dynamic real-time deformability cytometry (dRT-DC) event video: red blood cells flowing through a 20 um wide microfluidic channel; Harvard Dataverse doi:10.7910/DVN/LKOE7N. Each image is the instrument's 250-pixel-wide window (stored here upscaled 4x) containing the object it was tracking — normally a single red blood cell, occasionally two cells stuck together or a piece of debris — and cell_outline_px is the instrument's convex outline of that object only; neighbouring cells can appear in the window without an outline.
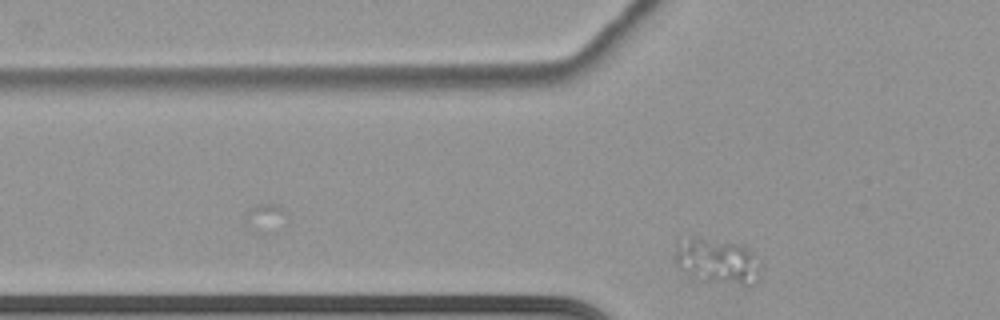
{"species": "common noctule bat (a hibernating species)", "species_latin": "Nyctalus noctula", "temperature_condition": "cold", "stored_images_in_passage": 32, "camera_frame_rate_fps": 3000, "um_per_image_px": 0.085, "animal": {"sex": "female", "body_mass_g": 22.7, "forearm_length_mm": 54.2}, "frame": {"image": 1, "passage_image": 3, "time_ms": 0.667, "image_size_px": [1000, 320], "cell_outline_px": [[760, 268], [752, 284], [740, 284], [700, 280], [688, 276], [676, 260], [676, 240], [692, 236], [696, 236], [740, 244], [752, 252]], "centroid_in_image_um": [60.9, 22.15], "position_along_channel_um": 64.9, "area_um2": 22.25}}
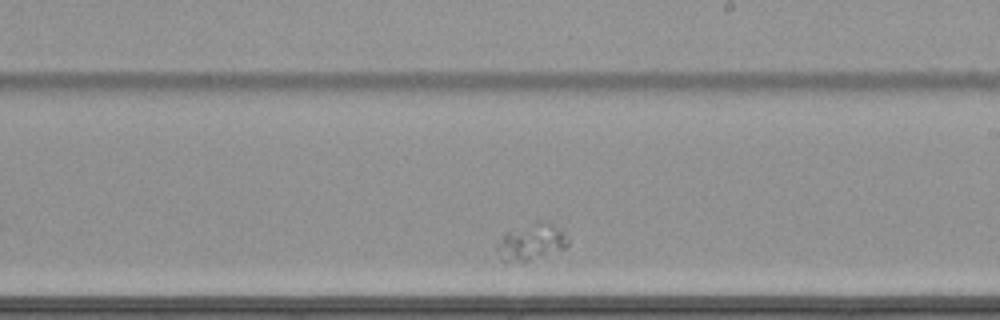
{"frame": {"image": 2, "passage_image": 20, "time_ms": 6.333, "image_size_px": [1000, 320], "cell_outline_px": [[568, 244], [564, 248], [528, 260], [500, 260], [496, 248], [504, 232], [536, 220], [544, 220], [552, 224], [568, 236]], "centroid_in_image_um": [45.14, 20.51], "position_along_channel_um": 243.9, "area_um2": 14.85}}
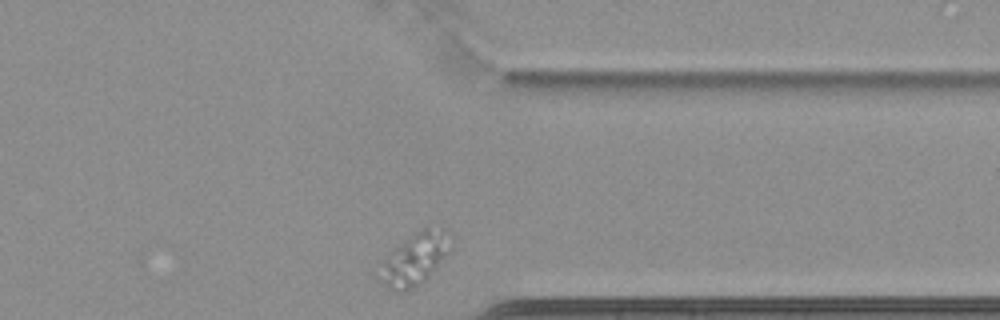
{"frame": {"image": 3, "passage_image": 32, "time_ms": 10.333, "image_size_px": [1000, 320], "cell_outline_px": [[452, 244], [448, 252], [428, 276], [420, 284], [412, 288], [400, 292], [388, 288], [384, 284], [384, 260], [404, 240], [420, 228], [428, 224], [444, 228], [452, 232]], "centroid_in_image_um": [35.4, 21.9], "position_along_channel_um": 376.0, "area_um2": 20.92}}